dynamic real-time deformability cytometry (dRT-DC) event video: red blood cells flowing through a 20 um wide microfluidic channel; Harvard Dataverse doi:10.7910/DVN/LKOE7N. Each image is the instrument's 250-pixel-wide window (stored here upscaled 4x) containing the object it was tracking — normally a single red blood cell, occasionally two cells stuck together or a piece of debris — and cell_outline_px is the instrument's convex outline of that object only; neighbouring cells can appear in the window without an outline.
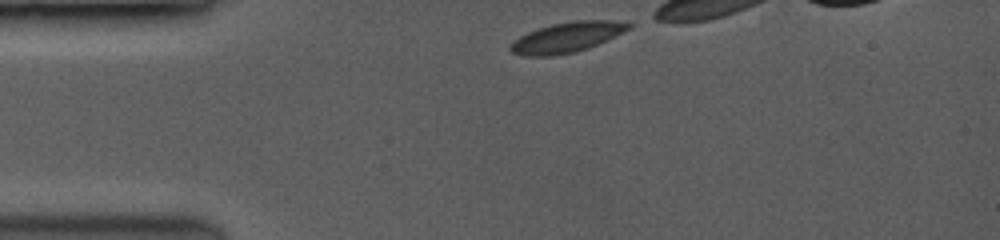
{"species": "common noctule bat (a hibernating species)", "species_latin": "Nyctalus noctula", "temperature_condition": "room temperature", "stored_images_in_passage": 5, "camera_frame_rate_fps": 3500, "um_per_image_px": 0.085, "animal": {"sex": "female", "body_mass_g": 19.0, "forearm_length_mm": 53.3}, "frame": {"image": 1, "passage_image": 1, "time_ms": 0.0, "image_size_px": [1000, 240], "cell_outline_px": [[632, 24], [628, 28], [596, 44], [572, 52], [548, 56], [528, 56], [512, 52], [508, 48], [520, 36], [528, 32], [552, 24], [576, 20], [608, 20]], "centroid_in_image_um": [48.11, 3.16], "position_along_channel_um": 36.9, "area_um2": 19.83}}
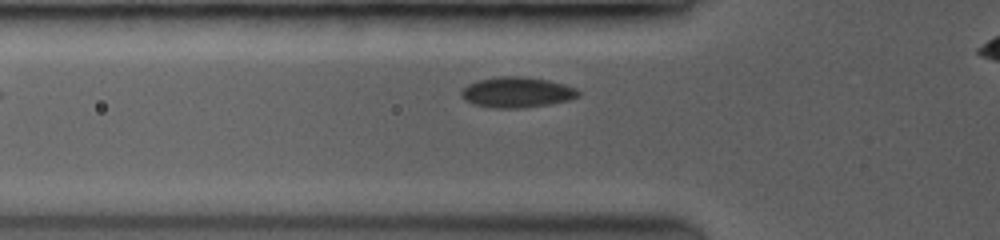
{"frame": {"image": 2, "passage_image": 5, "time_ms": 3.143, "image_size_px": [1000, 240], "cell_outline_px": [[580, 96], [568, 100], [548, 104], [520, 108], [496, 108], [476, 104], [468, 100], [460, 92], [468, 84], [476, 80], [500, 76], [524, 76], [548, 80], [576, 88], [580, 92]], "centroid_in_image_um": [43.97, 7.83], "position_along_channel_um": 81.8, "area_um2": 20.52}}